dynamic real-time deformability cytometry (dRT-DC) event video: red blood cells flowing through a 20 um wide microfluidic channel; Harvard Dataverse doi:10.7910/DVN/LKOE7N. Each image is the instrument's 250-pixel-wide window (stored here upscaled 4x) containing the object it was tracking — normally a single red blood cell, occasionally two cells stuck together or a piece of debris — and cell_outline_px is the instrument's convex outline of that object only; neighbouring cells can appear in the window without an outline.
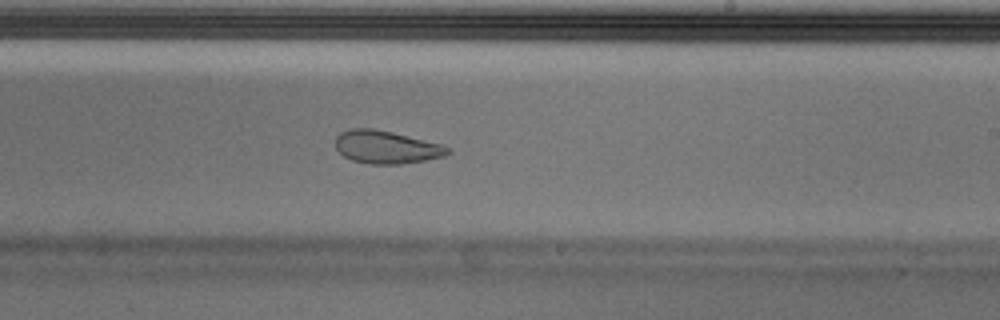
{"species": "Egyptian fruit bat (a non-hibernating species)", "species_latin": "Rousettus aegyptiacus", "temperature_condition": "cold", "stored_images_in_passage": 55, "camera_frame_rate_fps": 3000, "um_per_image_px": 0.085, "animal": {"sex": "male"}, "frame": {"image": 1, "passage_image": 32, "time_ms": 10.333, "image_size_px": [1000, 320], "cell_outline_px": [[452, 152], [444, 156], [424, 160], [400, 164], [368, 164], [352, 160], [344, 156], [336, 148], [336, 136], [340, 132], [352, 128], [372, 128], [392, 132], [444, 144]], "centroid_in_image_um": [32.84, 12.5], "position_along_channel_um": 256.2, "area_um2": 21.56}, "authors_computed_cell_mechanics": {"area_um2": 23.5246, "velocity_mm_per_s": 3.6544, "shape_relaxation_time_tau1_ms": null, "shape_relaxation_time_tau2_ms": 1.9331, "deformation_change_tau1": null, "deformation_change_tau2": 0.0788}}